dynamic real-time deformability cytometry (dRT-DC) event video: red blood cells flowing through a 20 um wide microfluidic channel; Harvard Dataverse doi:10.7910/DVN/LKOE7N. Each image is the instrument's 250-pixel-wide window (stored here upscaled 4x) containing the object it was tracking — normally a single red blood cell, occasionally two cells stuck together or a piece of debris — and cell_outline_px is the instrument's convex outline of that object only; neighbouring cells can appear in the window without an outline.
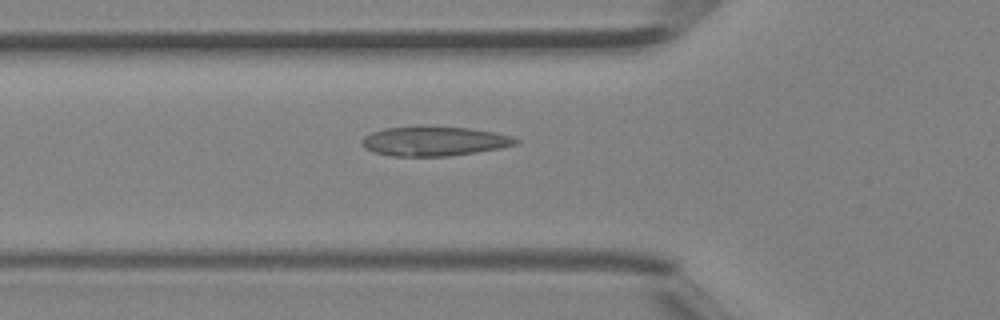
{"species": "Egyptian fruit bat (a non-hibernating species)", "species_latin": "Rousettus aegyptiacus", "temperature_condition": "room temperature", "stored_images_in_passage": 29, "camera_frame_rate_fps": 3000, "um_per_image_px": 0.085, "animal": {"sex": "female"}, "frame": {"image": 1, "passage_image": 3, "time_ms": 0.667, "image_size_px": [1000, 320], "cell_outline_px": [[520, 140], [516, 144], [500, 148], [476, 152], [448, 156], [392, 156], [372, 152], [364, 148], [360, 144], [360, 140], [364, 136], [372, 132], [384, 128], [468, 128], [492, 132], [512, 136]], "centroid_in_image_um": [36.86, 12.03], "position_along_channel_um": 88.9, "area_um2": 25.84}}
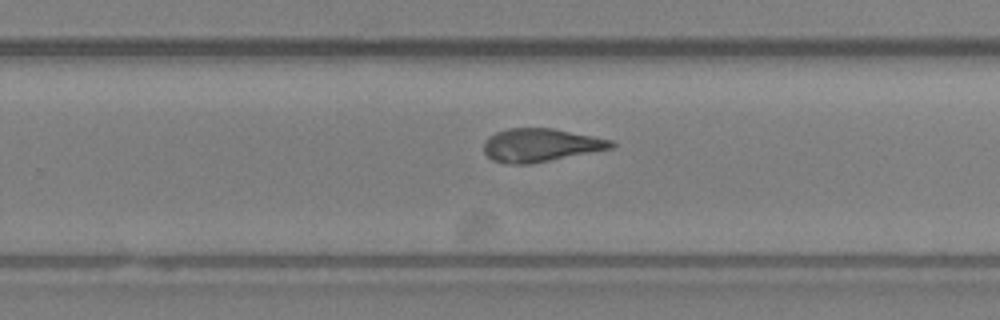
{"frame": {"image": 2, "passage_image": 15, "time_ms": 4.667, "image_size_px": [1000, 320], "cell_outline_px": [[616, 144], [612, 148], [528, 164], [508, 164], [492, 160], [484, 152], [484, 140], [488, 136], [496, 132], [508, 128], [552, 128], [612, 140]], "centroid_in_image_um": [45.9, 12.33], "position_along_channel_um": 283.9, "area_um2": 24.45}}
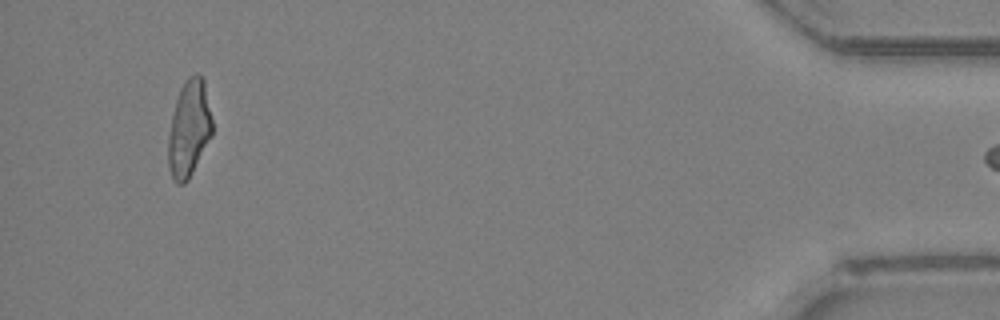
{"frame": {"image": 3, "passage_image": 28, "time_ms": 9.0, "image_size_px": [1000, 320], "cell_outline_px": [[212, 136], [188, 180], [184, 184], [176, 184], [172, 180], [168, 168], [168, 136], [172, 116], [176, 100], [180, 88], [188, 76], [196, 72], [204, 80], [212, 120]], "centroid_in_image_um": [16.06, 10.96], "position_along_channel_um": 419.1, "area_um2": 24.91}}